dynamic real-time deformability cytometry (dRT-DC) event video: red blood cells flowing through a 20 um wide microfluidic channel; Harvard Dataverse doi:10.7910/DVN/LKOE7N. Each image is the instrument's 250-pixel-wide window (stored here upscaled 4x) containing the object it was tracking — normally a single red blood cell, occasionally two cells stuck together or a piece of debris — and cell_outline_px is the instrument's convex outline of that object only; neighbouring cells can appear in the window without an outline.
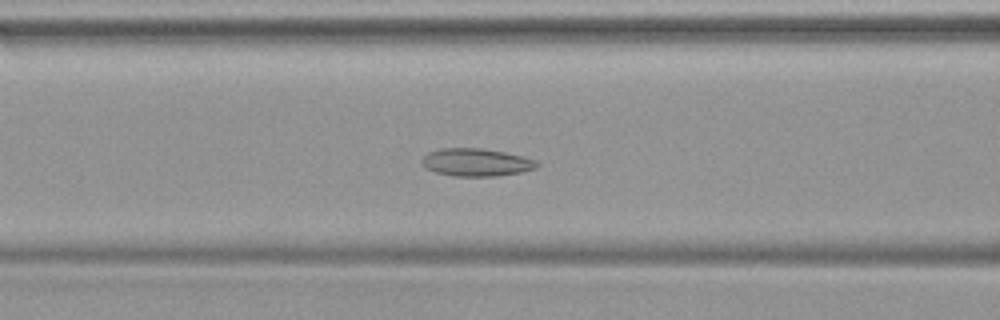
{"species": "common noctule bat (a hibernating species)", "species_latin": "Nyctalus noctula", "temperature_condition": "warm", "stored_images_in_passage": 48, "camera_frame_rate_fps": 3000, "um_per_image_px": 0.085, "animal": {"sex": "female", "body_mass_g": 19.9}, "frame": {"image": 1, "passage_image": 20, "time_ms": 6.333, "image_size_px": [1000, 320], "cell_outline_px": [[540, 164], [536, 168], [520, 172], [496, 176], [452, 176], [436, 172], [420, 164], [420, 160], [428, 152], [440, 148], [480, 148], [504, 152], [524, 156], [536, 160]], "centroid_in_image_um": [40.47, 13.79], "position_along_channel_um": 126.1, "area_um2": 18.67}}
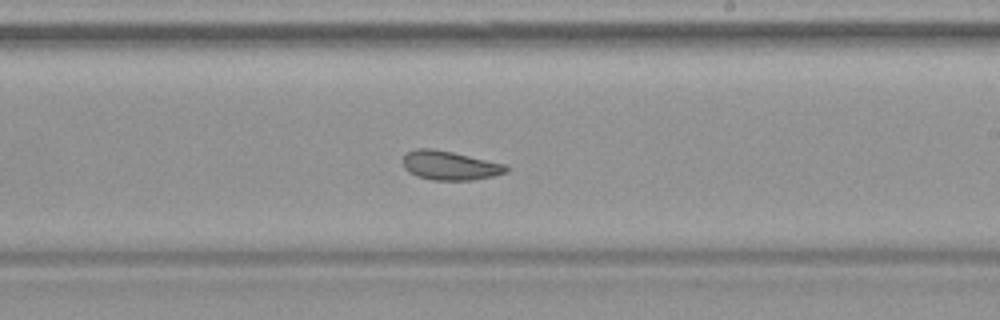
{"frame": {"image": 2, "passage_image": 29, "time_ms": 9.333, "image_size_px": [1000, 320], "cell_outline_px": [[508, 172], [492, 176], [472, 180], [432, 180], [416, 176], [408, 172], [404, 168], [404, 156], [408, 152], [416, 148], [432, 148], [452, 152], [504, 164], [508, 168]], "centroid_in_image_um": [38.21, 14.07], "position_along_channel_um": 250.8, "area_um2": 17.34}}
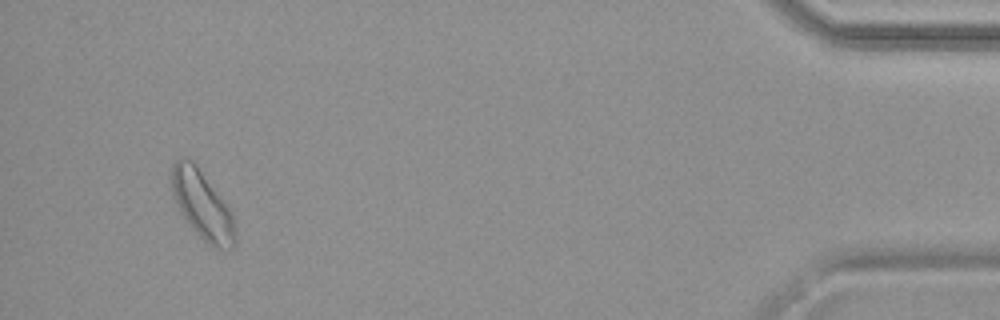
{"frame": {"image": 3, "passage_image": 46, "time_ms": 15.0, "image_size_px": [1000, 320], "cell_outline_px": [[236, 244], [228, 252], [216, 248], [208, 244], [192, 228], [180, 212], [172, 196], [168, 180], [168, 172], [172, 164], [180, 156], [188, 156], [196, 164], [228, 208], [232, 216], [236, 236]], "centroid_in_image_um": [17.11, 17.39], "position_along_channel_um": 418.1, "area_um2": 25.78}}